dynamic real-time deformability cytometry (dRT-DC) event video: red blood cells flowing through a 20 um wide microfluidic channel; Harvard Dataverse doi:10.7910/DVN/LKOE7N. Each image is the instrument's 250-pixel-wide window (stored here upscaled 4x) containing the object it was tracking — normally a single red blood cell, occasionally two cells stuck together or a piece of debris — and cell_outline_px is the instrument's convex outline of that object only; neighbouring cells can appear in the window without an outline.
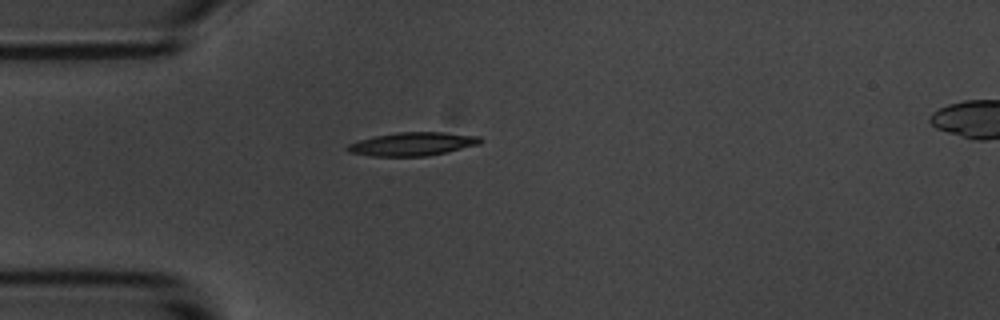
{"species": "common noctule bat (a hibernating species)", "species_latin": "Nyctalus noctula", "temperature_condition": "room temperature", "stored_images_in_passage": 42, "camera_frame_rate_fps": 3000, "um_per_image_px": 0.085, "animal": {"sex": "male", "body_mass_g": 20.1, "forearm_length_mm": 53.5}, "frame": {"image": 1, "passage_image": 1, "time_ms": 0.0, "image_size_px": [1000, 320], "cell_outline_px": [[484, 140], [480, 144], [444, 152], [424, 156], [368, 156], [348, 152], [344, 148], [348, 144], [360, 140], [376, 136], [396, 132], [444, 132], [480, 136]], "centroid_in_image_um": [35.05, 12.23], "position_along_channel_um": 50.0, "area_um2": 18.09}}
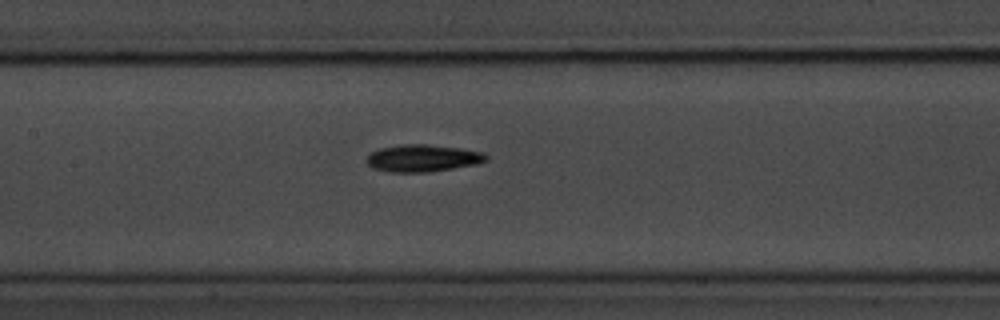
{"frame": {"image": 2, "passage_image": 12, "time_ms": 3.667, "image_size_px": [1000, 320], "cell_outline_px": [[488, 160], [476, 164], [428, 172], [388, 172], [372, 168], [368, 164], [368, 156], [372, 152], [380, 148], [404, 144], [428, 144], [460, 148], [484, 152], [488, 156]], "centroid_in_image_um": [35.95, 13.44], "position_along_channel_um": 171.4, "area_um2": 18.84}}
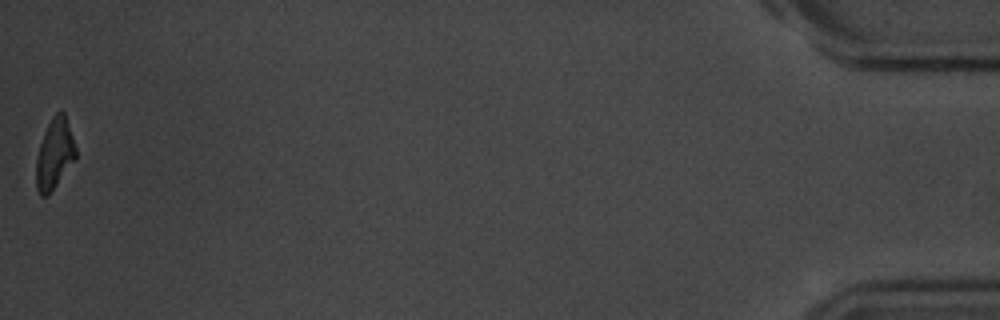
{"frame": {"image": 3, "passage_image": 42, "time_ms": 13.667, "image_size_px": [1000, 320], "cell_outline_px": [[76, 156], [48, 196], [40, 196], [36, 188], [36, 156], [44, 132], [52, 116], [56, 112], [64, 112], [76, 148]], "centroid_in_image_um": [4.6, 13.09], "position_along_channel_um": 430.6, "area_um2": 15.95}, "authors_computed_cell_mechanics": {"area_um2": 17.8313, "velocity_mm_per_s": 3.5696, "shape_relaxation_time_tau1_ms": 3.2057, "shape_relaxation_time_tau2_ms": 6.5326, "deformation_change_tau1": 0.1664, "deformation_change_tau2": 0.1508}}